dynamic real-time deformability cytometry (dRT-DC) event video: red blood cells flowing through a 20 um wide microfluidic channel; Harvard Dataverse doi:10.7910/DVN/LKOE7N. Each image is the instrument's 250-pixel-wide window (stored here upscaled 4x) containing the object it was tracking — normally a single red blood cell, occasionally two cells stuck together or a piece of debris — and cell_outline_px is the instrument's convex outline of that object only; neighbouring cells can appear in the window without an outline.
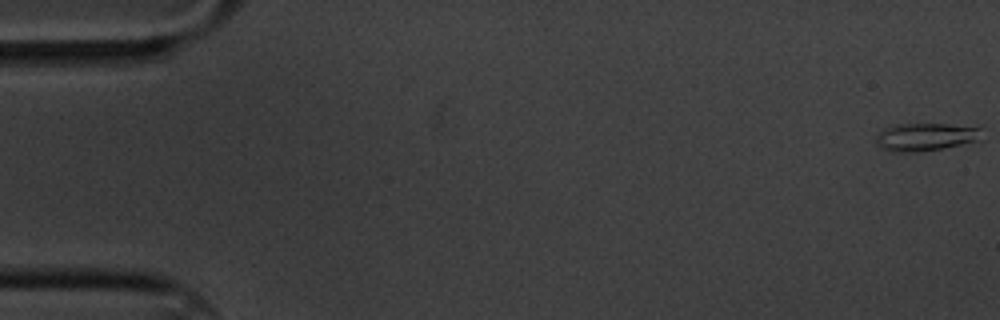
{"species": "common noctule bat (a hibernating species)", "species_latin": "Nyctalus noctula", "temperature_condition": "cold", "stored_images_in_passage": 60, "camera_frame_rate_fps": 3000, "um_per_image_px": 0.085, "animal": {"sex": "male", "body_mass_g": 20.1, "forearm_length_mm": 53.5}, "frame": {"image": 1, "passage_image": 1, "time_ms": 0.0, "image_size_px": [1000, 320], "cell_outline_px": [[980, 128], [976, 140], [944, 148], [912, 152], [896, 152], [880, 148], [876, 144], [876, 136], [884, 128], [896, 124], [948, 124]], "centroid_in_image_um": [78.56, 11.64], "position_along_channel_um": 6.4, "area_um2": 16.7}}
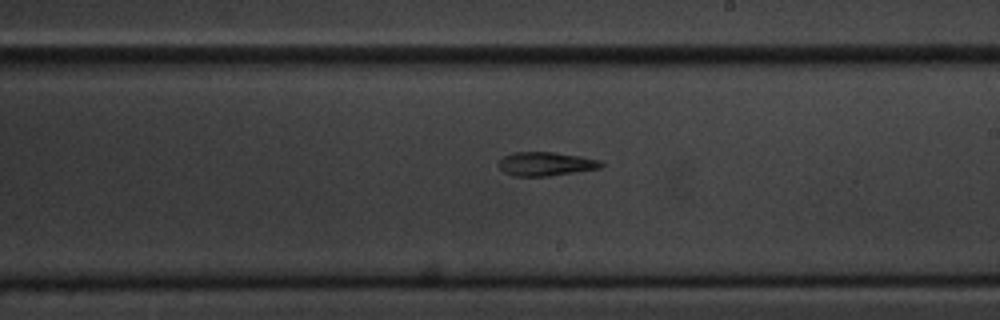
{"frame": {"image": 2, "passage_image": 35, "time_ms": 11.333, "image_size_px": [1000, 320], "cell_outline_px": [[604, 164], [600, 168], [548, 176], [512, 176], [504, 172], [496, 164], [504, 156], [512, 152], [552, 152], [580, 156], [600, 160]], "centroid_in_image_um": [46.35, 13.93], "position_along_channel_um": 242.6, "area_um2": 14.22}}
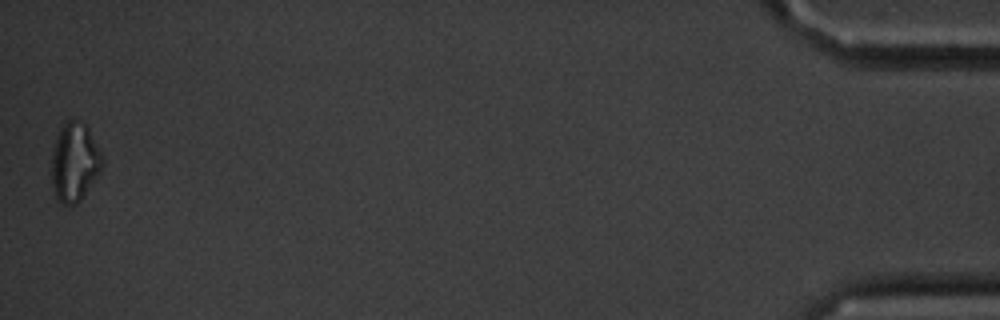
{"frame": {"image": 3, "passage_image": 60, "time_ms": 19.667, "image_size_px": [1000, 320], "cell_outline_px": [[104, 164], [100, 172], [80, 200], [76, 204], [64, 204], [56, 200], [52, 184], [52, 148], [56, 136], [60, 128], [68, 120], [72, 120], [84, 124], [88, 128], [104, 160]], "centroid_in_image_um": [6.32, 13.8], "position_along_channel_um": 428.9, "area_um2": 23.06}, "authors_computed_cell_mechanics": {"area_um2": 14.8835, "velocity_mm_per_s": 3.3436, "shape_relaxation_time_tau1_ms": 10.803, "shape_relaxation_time_tau2_ms": null, "deformation_change_tau1": 0.3487, "deformation_change_tau2": null}}